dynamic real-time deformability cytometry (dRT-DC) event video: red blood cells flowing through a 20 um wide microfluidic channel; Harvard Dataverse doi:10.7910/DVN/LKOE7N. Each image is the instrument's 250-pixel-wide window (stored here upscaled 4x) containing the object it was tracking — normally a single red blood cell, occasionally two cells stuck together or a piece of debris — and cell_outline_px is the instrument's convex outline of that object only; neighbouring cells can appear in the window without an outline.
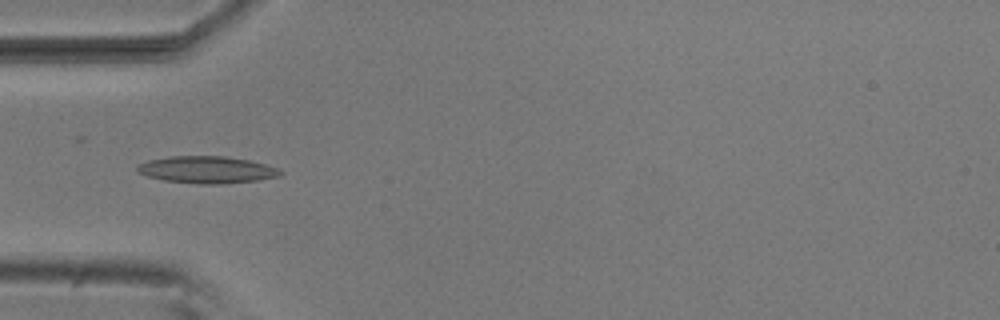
{"species": "common noctule bat (a hibernating species)", "species_latin": "Nyctalus noctula", "temperature_condition": "room temperature", "stored_images_in_passage": 8, "camera_frame_rate_fps": 3000, "um_per_image_px": 0.085, "animal": {"sex": "male", "body_mass_g": 20.5, "forearm_length_mm": 52.5}, "frame": {"image": 1, "passage_image": 5, "time_ms": 1.333, "image_size_px": [1000, 320], "cell_outline_px": [[284, 172], [280, 176], [256, 180], [220, 184], [200, 184], [164, 180], [148, 176], [136, 172], [136, 164], [148, 160], [168, 156], [224, 156], [248, 160], [280, 168]], "centroid_in_image_um": [17.56, 14.42], "position_along_channel_um": 67.4, "area_um2": 22.6}}
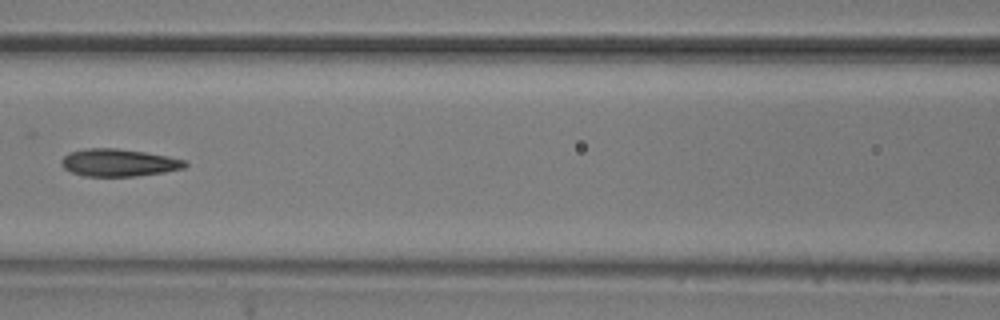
{"frame": {"image": 2, "passage_image": 7, "time_ms": 2.0, "image_size_px": [1000, 320], "cell_outline_px": [[188, 164], [184, 168], [164, 172], [136, 176], [84, 176], [72, 172], [64, 168], [60, 160], [68, 152], [84, 148], [116, 148], [144, 152], [168, 156], [184, 160]], "centroid_in_image_um": [10.07, 13.82], "position_along_channel_um": 156.5, "area_um2": 19.77}}
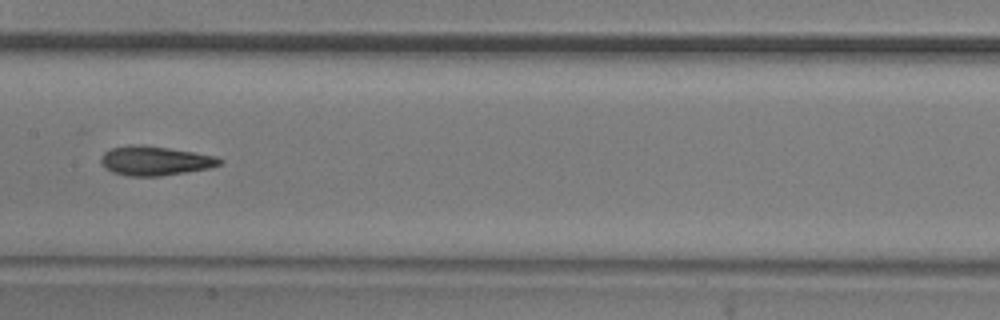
{"frame": {"image": 3, "passage_image": 8, "time_ms": 2.333, "image_size_px": [1000, 320], "cell_outline_px": [[224, 160], [220, 164], [208, 168], [160, 176], [128, 176], [112, 172], [100, 160], [100, 156], [104, 152], [112, 148], [132, 144], [168, 148], [216, 156]], "centroid_in_image_um": [13.17, 13.66], "position_along_channel_um": 194.2, "area_um2": 19.88}}